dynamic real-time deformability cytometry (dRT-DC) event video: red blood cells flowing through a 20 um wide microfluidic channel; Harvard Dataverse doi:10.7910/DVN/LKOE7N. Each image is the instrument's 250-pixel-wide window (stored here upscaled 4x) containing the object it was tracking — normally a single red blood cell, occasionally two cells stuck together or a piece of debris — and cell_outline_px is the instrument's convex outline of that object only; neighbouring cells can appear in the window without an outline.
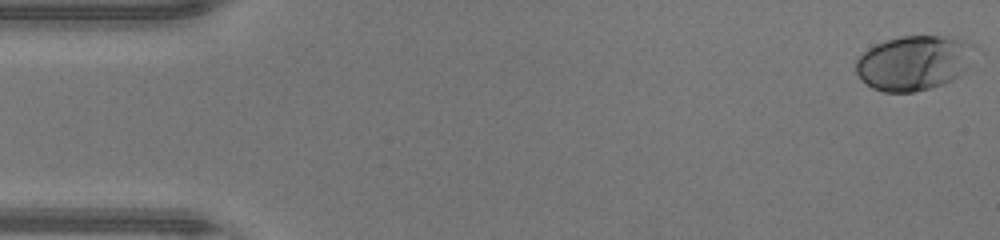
{"species": "human", "species_latin": "Homo sapiens", "temperature_condition": "warm", "stored_images_in_passage": 47, "camera_frame_rate_fps": 3000, "um_per_image_px": 0.085, "donor": {"sex": "male"}, "frame": {"image": 1, "passage_image": 1, "time_ms": 0.0, "image_size_px": [1000, 240], "cell_outline_px": [[976, 48], [968, 64], [952, 80], [944, 84], [912, 92], [884, 92], [872, 88], [860, 80], [856, 72], [856, 60], [868, 48], [876, 44], [900, 36], [944, 36], [964, 40], [976, 44]], "centroid_in_image_um": [77.65, 5.33], "position_along_channel_um": 7.4, "area_um2": 37.69}}
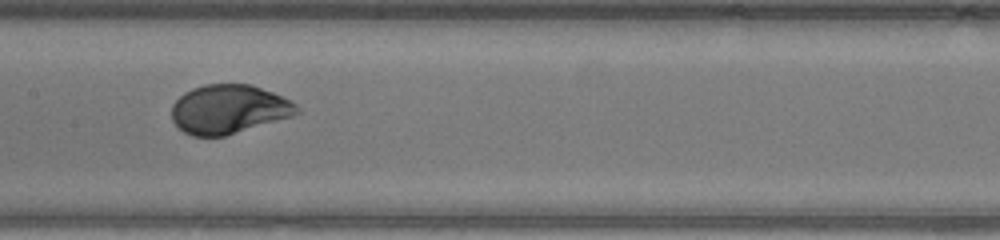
{"frame": {"image": 2, "passage_image": 23, "time_ms": 7.333, "image_size_px": [1000, 240], "cell_outline_px": [[300, 112], [292, 116], [224, 136], [192, 136], [184, 132], [172, 120], [172, 104], [184, 92], [192, 88], [204, 84], [252, 84], [292, 100], [300, 108]], "centroid_in_image_um": [19.45, 9.27], "position_along_channel_um": 187.9, "area_um2": 35.72}}
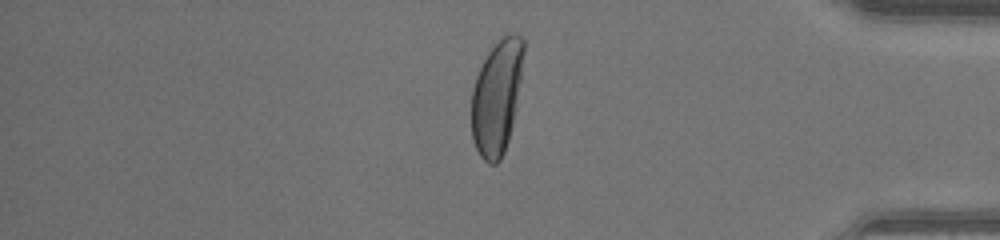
{"frame": {"image": 3, "passage_image": 39, "time_ms": 12.667, "image_size_px": [1000, 240], "cell_outline_px": [[524, 52], [520, 80], [512, 124], [508, 140], [504, 152], [500, 160], [496, 164], [488, 164], [480, 156], [472, 140], [472, 88], [476, 76], [488, 52], [508, 32], [516, 32], [524, 40]], "centroid_in_image_um": [42.22, 8.25], "position_along_channel_um": 393.0, "area_um2": 34.39}, "authors_computed_cell_mechanics": {"area_um2": 36.1828, "velocity_mm_per_s": 4.4186, "shape_relaxation_time_tau1_ms": 3.0859, "shape_relaxation_time_tau2_ms": null, "deformation_change_tau1": 0.1742, "deformation_change_tau2": null}}